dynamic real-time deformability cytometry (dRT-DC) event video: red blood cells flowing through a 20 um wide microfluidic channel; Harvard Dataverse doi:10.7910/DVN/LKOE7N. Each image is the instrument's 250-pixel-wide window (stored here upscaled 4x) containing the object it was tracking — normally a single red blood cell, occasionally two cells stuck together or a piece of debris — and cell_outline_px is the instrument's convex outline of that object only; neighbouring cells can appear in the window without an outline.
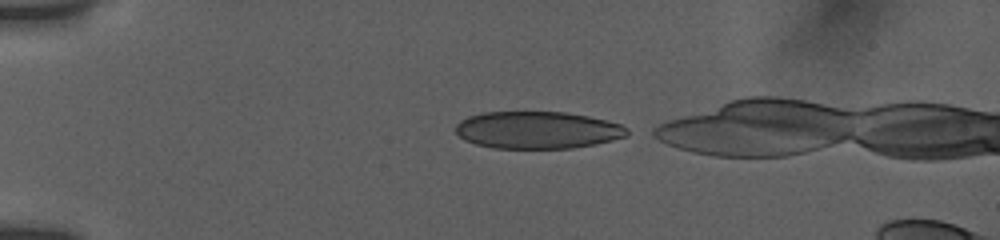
{"species": "human", "species_latin": "Homo sapiens", "temperature_condition": "room temperature", "stored_images_in_passage": 38, "camera_frame_rate_fps": 3000, "um_per_image_px": 0.085, "donor": {"sex": "female"}, "frame": {"image": 1, "passage_image": 1, "time_ms": 0.0, "image_size_px": [1000, 240], "cell_outline_px": [[628, 136], [596, 144], [572, 148], [492, 148], [476, 144], [464, 140], [456, 132], [456, 124], [460, 120], [468, 116], [480, 112], [564, 112], [588, 116], [620, 124], [628, 128]], "centroid_in_image_um": [45.67, 11.05], "position_along_channel_um": 39.3, "area_um2": 37.28}}
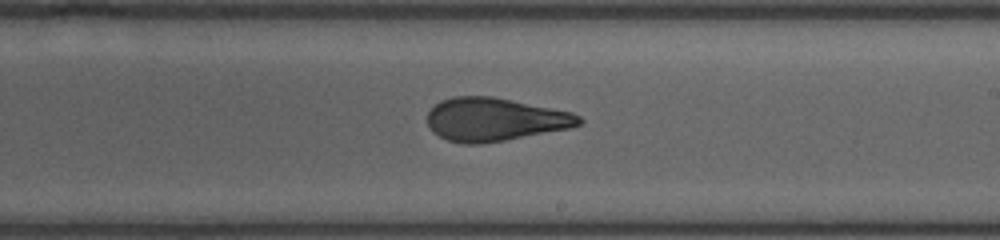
{"frame": {"image": 2, "passage_image": 21, "time_ms": 6.667, "image_size_px": [1000, 240], "cell_outline_px": [[584, 120], [580, 124], [568, 128], [504, 140], [480, 144], [464, 144], [448, 140], [432, 132], [428, 124], [428, 112], [440, 100], [452, 96], [492, 96], [572, 112], [580, 116]], "centroid_in_image_um": [42.03, 10.14], "position_along_channel_um": 247.0, "area_um2": 37.97}}
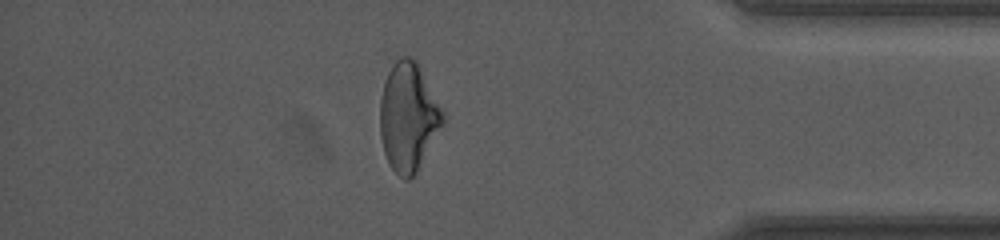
{"frame": {"image": 3, "passage_image": 35, "time_ms": 11.333, "image_size_px": [1000, 240], "cell_outline_px": [[444, 124], [416, 172], [408, 180], [404, 180], [388, 164], [384, 152], [380, 136], [380, 100], [384, 84], [388, 72], [396, 60], [400, 56], [412, 56], [416, 60], [444, 112]], "centroid_in_image_um": [34.7, 9.94], "position_along_channel_um": 400.5, "area_um2": 39.59}}